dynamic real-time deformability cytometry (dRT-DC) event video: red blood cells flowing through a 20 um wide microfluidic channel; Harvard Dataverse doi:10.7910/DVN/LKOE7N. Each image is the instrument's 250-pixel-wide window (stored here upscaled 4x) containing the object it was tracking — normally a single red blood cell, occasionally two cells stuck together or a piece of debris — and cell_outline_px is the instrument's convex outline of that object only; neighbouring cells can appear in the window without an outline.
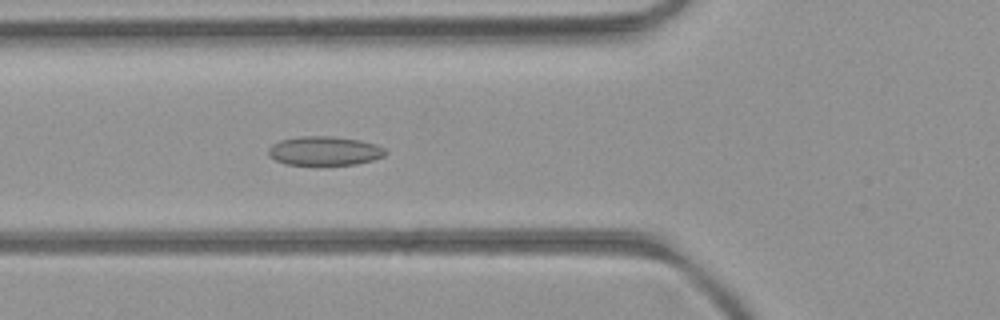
{"species": "common noctule bat (a hibernating species)", "species_latin": "Nyctalus noctula", "temperature_condition": "room temperature", "stored_images_in_passage": 53, "segment_of_instrument_passage": [1, 2], "camera_frame_rate_fps": 3000, "um_per_image_px": 0.085, "animal": {"sex": "female", "body_mass_g": 21.9}, "frame": {"image": 1, "passage_image": 19, "time_ms": 6.0, "image_size_px": [1000, 320], "cell_outline_px": [[388, 152], [384, 156], [372, 160], [356, 164], [284, 164], [268, 156], [268, 148], [272, 144], [280, 140], [300, 136], [332, 136], [360, 140], [376, 144], [384, 148]], "centroid_in_image_um": [27.57, 12.81], "position_along_channel_um": 98.2, "area_um2": 19.77}}
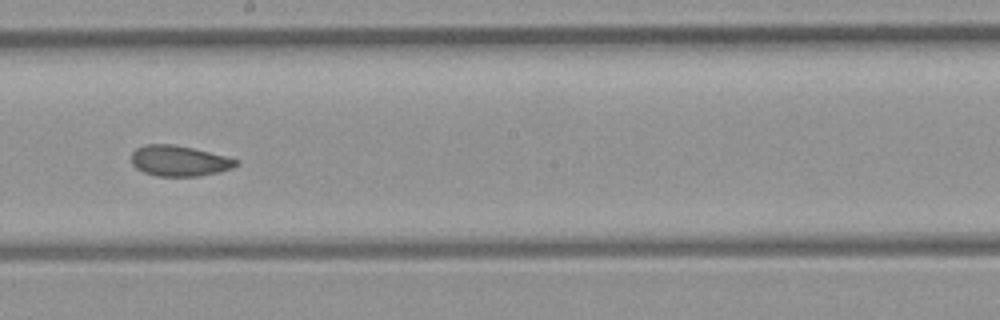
{"frame": {"image": 2, "passage_image": 29, "time_ms": 9.333, "image_size_px": [1000, 320], "cell_outline_px": [[236, 164], [232, 168], [220, 172], [196, 176], [156, 176], [144, 172], [136, 168], [132, 164], [132, 152], [136, 148], [148, 144], [172, 144], [192, 148], [224, 156], [236, 160]], "centroid_in_image_um": [15.18, 13.68], "position_along_channel_um": 233.0, "area_um2": 18.38}}
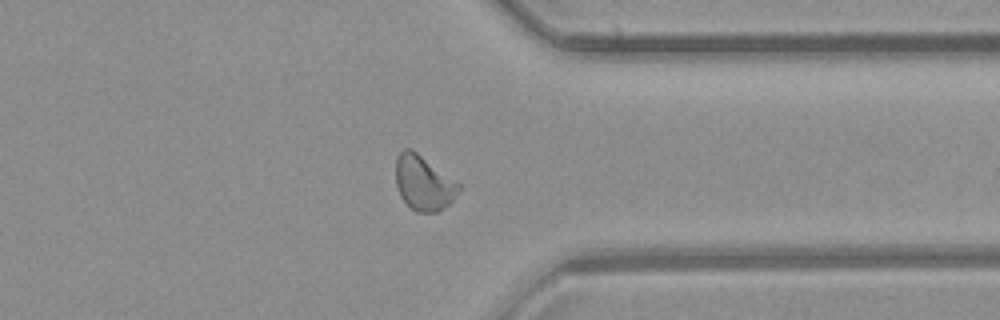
{"frame": {"image": 3, "passage_image": 40, "time_ms": 13.0, "image_size_px": [1000, 320], "cell_outline_px": [[460, 188], [456, 196], [444, 208], [436, 212], [416, 212], [400, 196], [396, 184], [396, 160], [400, 152], [404, 148], [412, 148], [460, 184]], "centroid_in_image_um": [36.0, 15.54], "position_along_channel_um": 375.4, "area_um2": 19.94}}